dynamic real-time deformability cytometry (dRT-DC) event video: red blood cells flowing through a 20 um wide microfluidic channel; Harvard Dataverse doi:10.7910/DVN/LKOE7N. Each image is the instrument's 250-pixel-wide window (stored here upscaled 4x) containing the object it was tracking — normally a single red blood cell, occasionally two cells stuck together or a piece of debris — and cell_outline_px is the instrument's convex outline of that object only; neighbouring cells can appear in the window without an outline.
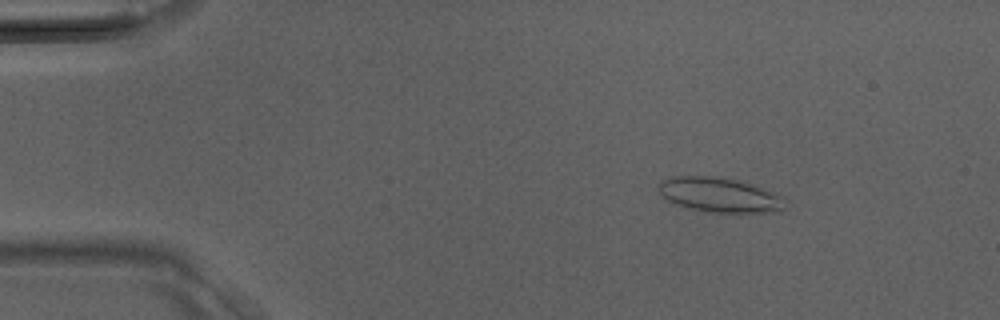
{"species": "Egyptian fruit bat (a non-hibernating species)", "species_latin": "Rousettus aegyptiacus", "temperature_condition": "room temperature", "stored_images_in_passage": 13, "camera_frame_rate_fps": 3000, "um_per_image_px": 0.085, "animal": {"sex": "male"}, "frame": {"image": 1, "passage_image": 6, "time_ms": 1.667, "image_size_px": [1000, 320], "cell_outline_px": [[784, 208], [780, 212], [704, 212], [688, 208], [676, 204], [668, 200], [660, 192], [660, 184], [664, 180], [672, 176], [716, 176], [740, 180], [784, 196]], "centroid_in_image_um": [61.2, 16.57], "position_along_channel_um": 23.8, "area_um2": 25.49}}